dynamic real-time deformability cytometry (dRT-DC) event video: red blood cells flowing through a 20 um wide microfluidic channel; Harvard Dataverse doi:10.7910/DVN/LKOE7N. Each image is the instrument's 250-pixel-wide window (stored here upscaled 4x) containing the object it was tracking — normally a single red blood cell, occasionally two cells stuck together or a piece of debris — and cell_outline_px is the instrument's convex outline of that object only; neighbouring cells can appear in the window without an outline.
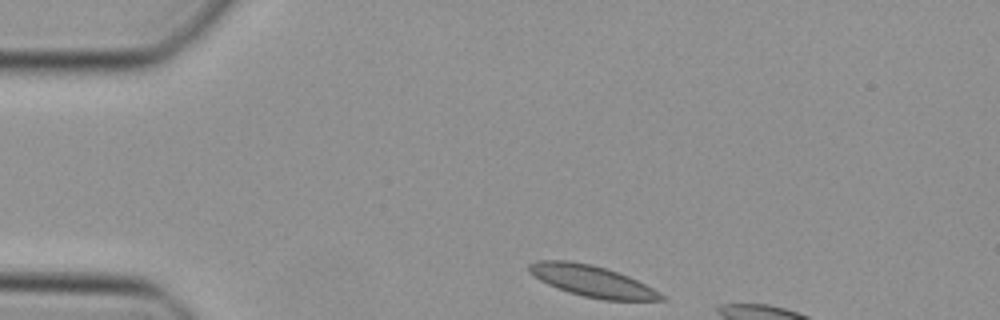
{"species": "Egyptian fruit bat (a non-hibernating species)", "species_latin": "Rousettus aegyptiacus", "temperature_condition": "cold", "stored_images_in_passage": 6, "camera_frame_rate_fps": 3000, "um_per_image_px": 0.085, "animal": {"sex": "female"}, "frame": {"image": 1, "passage_image": 1, "time_ms": 0.0, "image_size_px": [1000, 320], "cell_outline_px": [[664, 300], [604, 300], [584, 296], [568, 292], [548, 284], [540, 280], [528, 268], [528, 264], [540, 260], [568, 260], [592, 264], [628, 276], [660, 292], [664, 296]], "centroid_in_image_um": [50.33, 23.89], "position_along_channel_um": 34.7, "area_um2": 23.64}}